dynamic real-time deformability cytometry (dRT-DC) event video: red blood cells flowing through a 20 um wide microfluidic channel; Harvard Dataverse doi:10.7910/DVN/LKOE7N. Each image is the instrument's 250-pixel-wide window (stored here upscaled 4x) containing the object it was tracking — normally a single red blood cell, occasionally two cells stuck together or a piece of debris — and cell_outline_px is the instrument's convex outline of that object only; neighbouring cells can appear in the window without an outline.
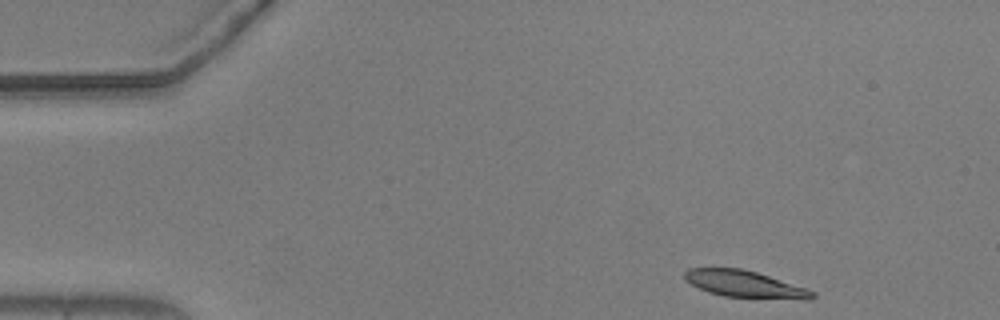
{"species": "common noctule bat (a hibernating species)", "species_latin": "Nyctalus noctula", "temperature_condition": "warm", "stored_images_in_passage": 50, "segment_of_instrument_passage": [1, 2], "camera_frame_rate_fps": 3000, "um_per_image_px": 0.085, "animal": {"sex": "male", "body_mass_g": 20.5, "forearm_length_mm": 52.5}, "frame": {"image": 1, "passage_image": 1, "time_ms": 0.0, "image_size_px": [1000, 320], "cell_outline_px": [[816, 296], [812, 300], [808, 300], [724, 296], [708, 292], [684, 280], [684, 272], [688, 268], [740, 268], [756, 272], [816, 292]], "centroid_in_image_um": [63.3, 24.15], "position_along_channel_um": 21.7, "area_um2": 19.77}}
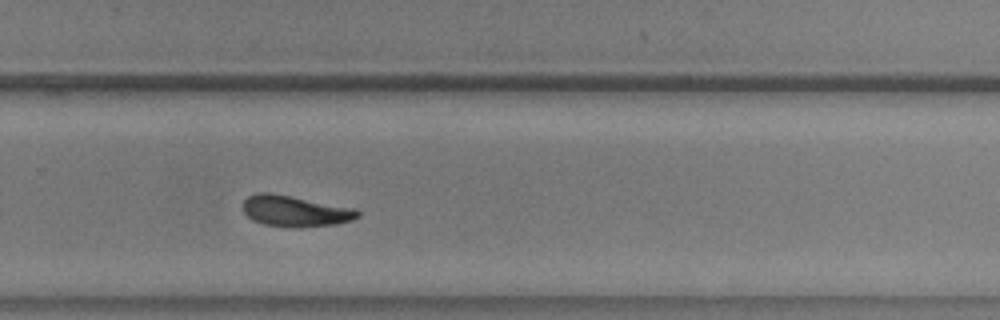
{"frame": {"image": 2, "passage_image": 31, "time_ms": 10.0, "image_size_px": [1000, 320], "cell_outline_px": [[360, 216], [352, 220], [336, 224], [296, 228], [292, 228], [264, 224], [252, 220], [244, 212], [244, 200], [248, 196], [256, 192], [272, 192], [356, 208], [360, 212]], "centroid_in_image_um": [25.1, 17.93], "position_along_channel_um": 304.7, "area_um2": 21.04}}
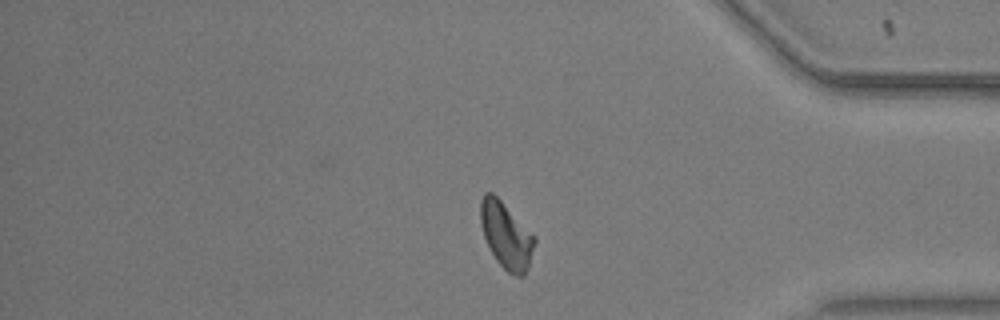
{"frame": {"image": 3, "passage_image": 40, "time_ms": 13.0, "image_size_px": [1000, 320], "cell_outline_px": [[536, 240], [528, 268], [524, 276], [516, 276], [508, 272], [496, 260], [484, 236], [480, 224], [480, 200], [484, 192], [492, 192], [536, 236]], "centroid_in_image_um": [43.03, 20.0], "position_along_channel_um": 392.2, "area_um2": 20.75}}